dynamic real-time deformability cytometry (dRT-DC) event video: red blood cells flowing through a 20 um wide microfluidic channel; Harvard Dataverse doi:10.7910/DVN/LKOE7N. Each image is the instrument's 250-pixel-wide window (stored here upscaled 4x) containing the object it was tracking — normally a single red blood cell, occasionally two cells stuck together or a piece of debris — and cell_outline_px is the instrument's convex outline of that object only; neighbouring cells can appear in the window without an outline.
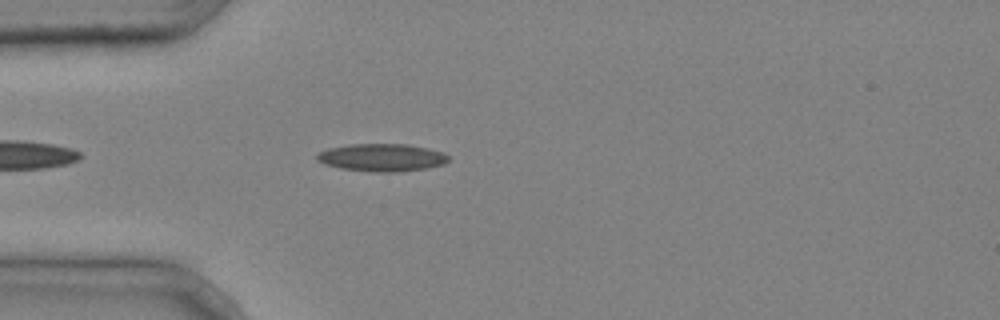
{"species": "common noctule bat (a hibernating species)", "species_latin": "Nyctalus noctula", "temperature_condition": "cold", "stored_images_in_passage": 3, "camera_frame_rate_fps": 3000, "um_per_image_px": 0.085, "animal": {"sex": "male", "body_mass_g": 20.4}, "frame": {"image": 1, "passage_image": 3, "time_ms": 0.667, "image_size_px": [1000, 320], "cell_outline_px": [[448, 160], [444, 164], [428, 168], [400, 172], [380, 172], [340, 168], [324, 164], [316, 160], [316, 152], [328, 148], [348, 144], [408, 144], [428, 148], [444, 152], [448, 156]], "centroid_in_image_um": [32.44, 13.38], "position_along_channel_um": 52.6, "area_um2": 21.39}}